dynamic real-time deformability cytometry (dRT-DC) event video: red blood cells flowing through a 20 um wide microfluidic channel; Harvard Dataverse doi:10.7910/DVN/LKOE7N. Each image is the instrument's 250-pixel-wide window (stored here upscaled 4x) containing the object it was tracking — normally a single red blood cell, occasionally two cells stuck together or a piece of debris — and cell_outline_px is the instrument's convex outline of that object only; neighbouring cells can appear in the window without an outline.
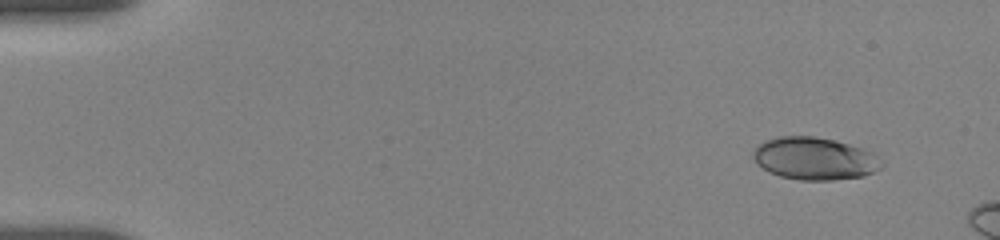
{"species": "human", "species_latin": "Homo sapiens", "temperature_condition": "room temperature", "stored_images_in_passage": 5, "camera_frame_rate_fps": 3000, "um_per_image_px": 0.085, "donor": {"sex": "female"}, "frame": {"image": 1, "passage_image": 2, "time_ms": 1.0, "image_size_px": [1000, 240], "cell_outline_px": [[884, 164], [880, 168], [864, 176], [832, 180], [800, 180], [780, 176], [768, 172], [756, 164], [752, 156], [752, 152], [756, 144], [764, 140], [776, 136], [812, 136], [832, 140], [848, 144], [872, 152], [884, 160]], "centroid_in_image_um": [69.19, 13.48], "position_along_channel_um": 15.8, "area_um2": 32.08}}